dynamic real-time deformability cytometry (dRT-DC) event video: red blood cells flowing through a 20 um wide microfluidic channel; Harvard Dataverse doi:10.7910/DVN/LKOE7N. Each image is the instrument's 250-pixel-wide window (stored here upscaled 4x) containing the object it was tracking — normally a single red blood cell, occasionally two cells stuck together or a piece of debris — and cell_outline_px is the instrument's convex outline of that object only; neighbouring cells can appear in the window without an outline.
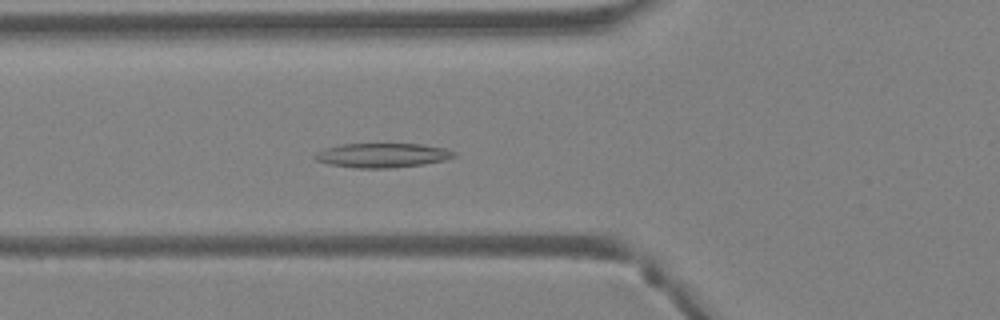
{"species": "Egyptian fruit bat (a non-hibernating species)", "species_latin": "Rousettus aegyptiacus", "temperature_condition": "warm", "stored_images_in_passage": 42, "camera_frame_rate_fps": 3000, "um_per_image_px": 0.085, "animal": {"sex": "female"}, "frame": {"image": 1, "passage_image": 14, "time_ms": 4.333, "image_size_px": [1000, 320], "cell_outline_px": [[456, 156], [444, 160], [424, 164], [392, 168], [356, 168], [328, 164], [316, 160], [312, 156], [324, 148], [340, 144], [420, 144], [444, 148], [456, 152]], "centroid_in_image_um": [32.48, 13.2], "position_along_channel_um": 93.3, "area_um2": 19.77}}
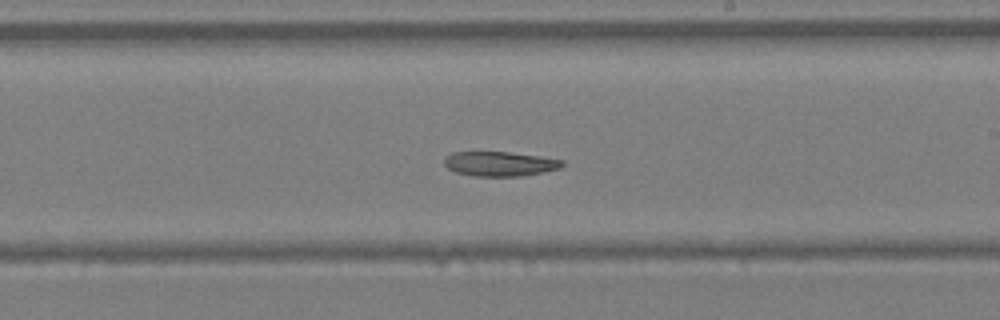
{"frame": {"image": 2, "passage_image": 24, "time_ms": 7.667, "image_size_px": [1000, 320], "cell_outline_px": [[564, 164], [560, 168], [544, 172], [520, 176], [472, 176], [456, 172], [448, 168], [444, 164], [444, 160], [452, 152], [508, 152], [540, 156], [564, 160]], "centroid_in_image_um": [42.5, 13.92], "position_along_channel_um": 246.5, "area_um2": 16.88}}
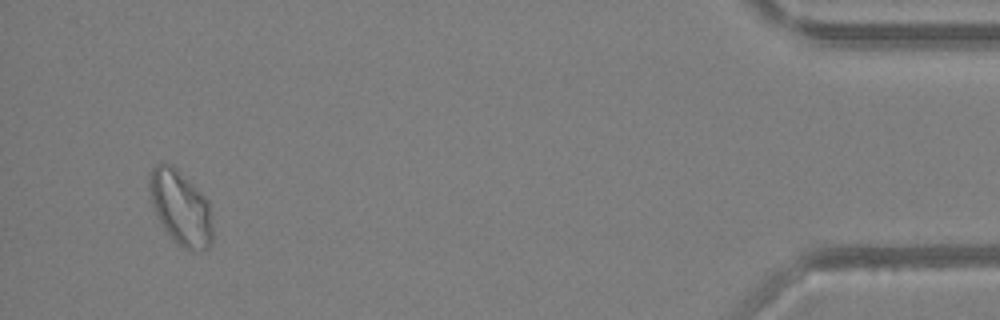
{"frame": {"image": 3, "passage_image": 40, "time_ms": 13.0, "image_size_px": [1000, 320], "cell_outline_px": [[212, 244], [208, 248], [184, 248], [164, 228], [152, 204], [148, 184], [148, 180], [152, 168], [156, 164], [172, 164], [208, 200], [212, 228]], "centroid_in_image_um": [15.34, 17.61], "position_along_channel_um": 419.9, "area_um2": 26.53}}